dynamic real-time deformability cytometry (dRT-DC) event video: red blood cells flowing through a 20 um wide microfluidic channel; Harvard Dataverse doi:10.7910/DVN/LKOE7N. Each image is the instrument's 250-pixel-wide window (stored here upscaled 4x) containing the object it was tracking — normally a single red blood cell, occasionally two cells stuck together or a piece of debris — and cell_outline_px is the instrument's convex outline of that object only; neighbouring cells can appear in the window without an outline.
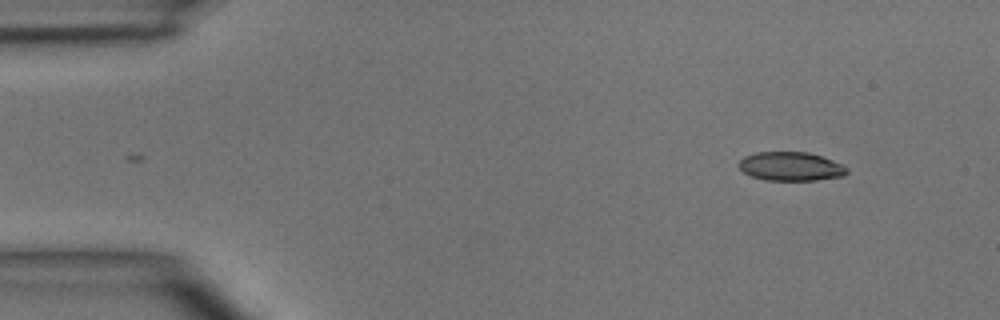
{"species": "common noctule bat (a hibernating species)", "species_latin": "Nyctalus noctula", "temperature_condition": "room temperature", "stored_images_in_passage": 5, "camera_frame_rate_fps": 3000, "um_per_image_px": 0.085, "animal": {"sex": "male", "body_mass_g": 15.6}, "frame": {"image": 1, "passage_image": 1, "time_ms": 0.0, "image_size_px": [1000, 320], "cell_outline_px": [[848, 172], [844, 176], [816, 180], [764, 180], [752, 176], [744, 172], [736, 164], [744, 156], [756, 152], [808, 152], [832, 160], [848, 168]], "centroid_in_image_um": [67.2, 14.14], "position_along_channel_um": 17.8, "area_um2": 18.15}}
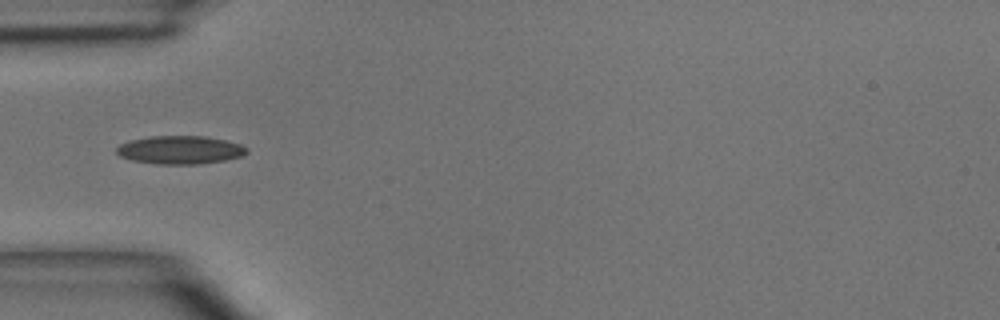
{"frame": {"image": 2, "passage_image": 4, "time_ms": 3.333, "image_size_px": [1000, 320], "cell_outline_px": [[248, 152], [240, 156], [224, 160], [200, 164], [156, 164], [132, 160], [120, 156], [116, 152], [116, 148], [120, 144], [128, 140], [152, 136], [204, 136], [224, 140], [240, 144], [248, 148]], "centroid_in_image_um": [15.28, 12.74], "position_along_channel_um": 69.7, "area_um2": 21.39}}